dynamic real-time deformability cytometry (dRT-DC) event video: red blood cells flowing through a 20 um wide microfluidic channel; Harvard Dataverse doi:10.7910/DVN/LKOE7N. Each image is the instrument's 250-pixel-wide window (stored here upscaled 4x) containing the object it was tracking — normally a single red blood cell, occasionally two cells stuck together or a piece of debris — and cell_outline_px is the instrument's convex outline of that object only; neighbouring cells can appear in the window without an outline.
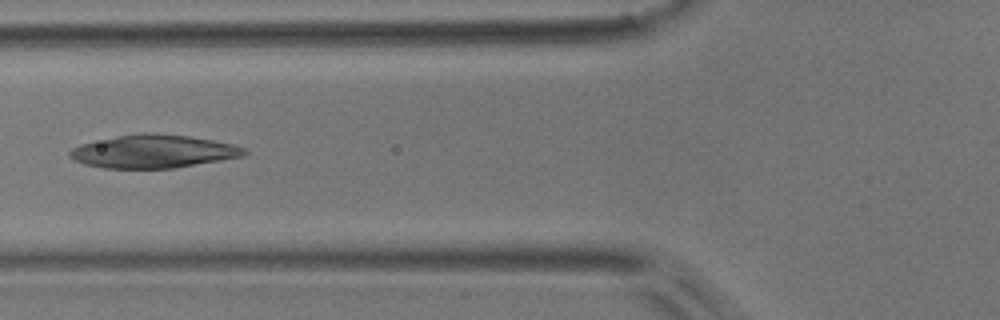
{"species": "common noctule bat (a hibernating species)", "species_latin": "Nyctalus noctula", "temperature_condition": "room temperature", "stored_images_in_passage": 6, "camera_frame_rate_fps": 3000, "um_per_image_px": 0.085, "animal": {"sex": "male", "body_mass_g": 17.9}, "frame": {"image": 1, "passage_image": 3, "time_ms": 2.333, "image_size_px": [1000, 320], "cell_outline_px": [[248, 152], [244, 156], [176, 168], [104, 168], [84, 164], [68, 156], [68, 152], [72, 148], [80, 144], [120, 136], [144, 132], [188, 136], [212, 140], [232, 144], [244, 148]], "centroid_in_image_um": [13.04, 12.88], "position_along_channel_um": 112.8, "area_um2": 33.41}}
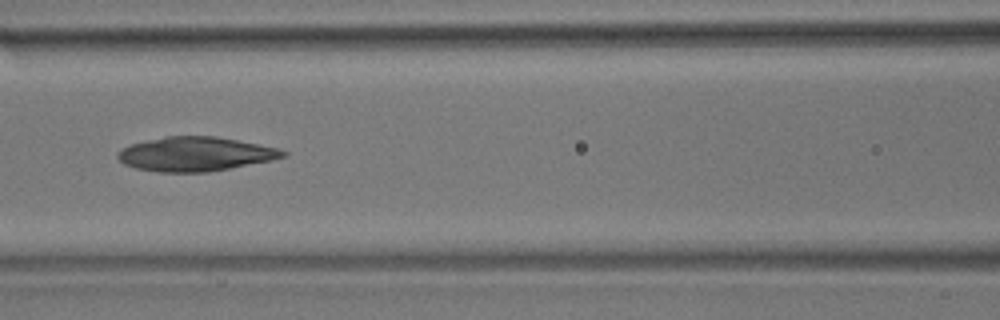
{"frame": {"image": 2, "passage_image": 4, "time_ms": 3.333, "image_size_px": [1000, 320], "cell_outline_px": [[288, 156], [272, 160], [208, 172], [160, 172], [136, 168], [124, 164], [116, 156], [116, 152], [120, 148], [132, 144], [148, 140], [168, 136], [216, 136], [280, 148], [288, 152]], "centroid_in_image_um": [16.62, 13.09], "position_along_channel_um": 150.0, "area_um2": 32.95}}
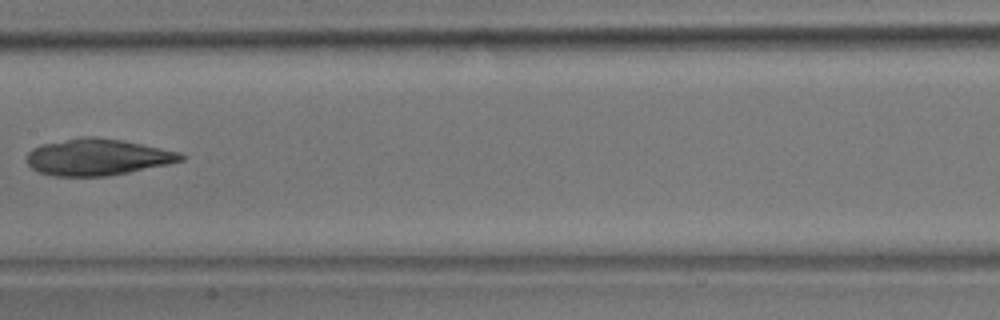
{"frame": {"image": 3, "passage_image": 5, "time_ms": 4.667, "image_size_px": [1000, 320], "cell_outline_px": [[188, 156], [184, 160], [168, 164], [108, 176], [52, 176], [40, 172], [32, 168], [28, 164], [28, 152], [32, 148], [44, 144], [80, 136], [96, 136], [120, 140], [180, 152]], "centroid_in_image_um": [8.3, 13.35], "position_along_channel_um": 199.1, "area_um2": 32.66}}